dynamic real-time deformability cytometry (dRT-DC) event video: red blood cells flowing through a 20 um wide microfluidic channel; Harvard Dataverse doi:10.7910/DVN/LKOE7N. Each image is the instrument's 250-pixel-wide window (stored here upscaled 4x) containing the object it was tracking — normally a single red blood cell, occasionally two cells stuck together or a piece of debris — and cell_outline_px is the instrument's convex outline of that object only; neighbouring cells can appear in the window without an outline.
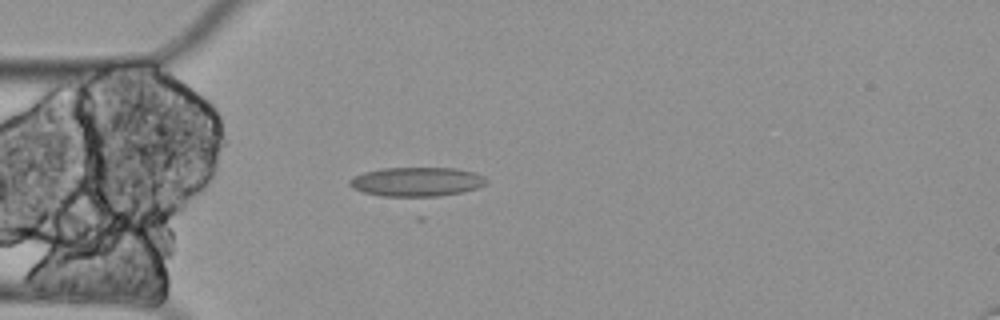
{"species": "Egyptian fruit bat (a non-hibernating species)", "species_latin": "Rousettus aegyptiacus", "temperature_condition": "cold", "stored_images_in_passage": 5, "camera_frame_rate_fps": 3000, "um_per_image_px": 0.085, "animal": {"sex": "female"}, "frame": {"image": 1, "passage_image": 5, "time_ms": 1.333, "image_size_px": [1000, 320], "cell_outline_px": [[488, 184], [464, 192], [420, 200], [416, 200], [380, 196], [364, 192], [352, 188], [348, 184], [348, 180], [352, 176], [364, 172], [380, 168], [456, 168], [472, 172], [484, 176], [488, 180]], "centroid_in_image_um": [35.4, 15.5], "position_along_channel_um": 49.6, "area_um2": 24.45}}